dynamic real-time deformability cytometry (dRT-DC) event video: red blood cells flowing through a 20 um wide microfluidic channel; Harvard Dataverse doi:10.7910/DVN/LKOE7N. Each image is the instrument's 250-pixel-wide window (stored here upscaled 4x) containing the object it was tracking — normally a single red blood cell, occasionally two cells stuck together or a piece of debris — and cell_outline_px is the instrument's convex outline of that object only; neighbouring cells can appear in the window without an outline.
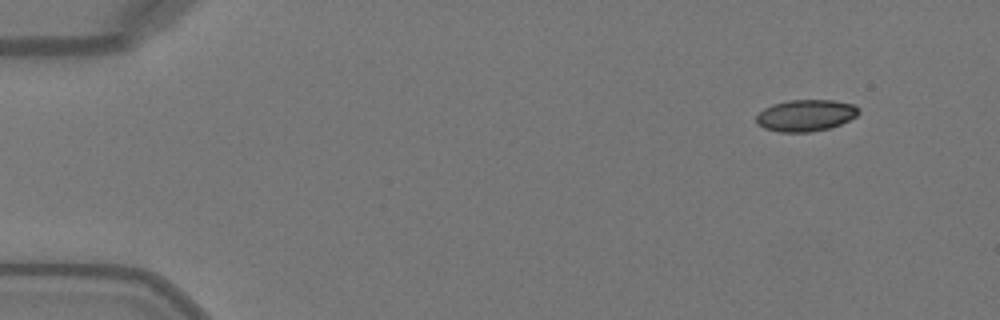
{"species": "Egyptian fruit bat (a non-hibernating species)", "species_latin": "Rousettus aegyptiacus", "temperature_condition": "warm", "stored_images_in_passage": 46, "camera_frame_rate_fps": 3000, "um_per_image_px": 0.085, "animal": {"sex": "female"}, "frame": {"image": 1, "passage_image": 1, "time_ms": 0.0, "image_size_px": [1000, 320], "cell_outline_px": [[860, 112], [856, 116], [840, 124], [828, 128], [812, 132], [780, 132], [764, 128], [756, 124], [756, 116], [764, 108], [772, 104], [788, 100], [832, 100], [852, 104]], "centroid_in_image_um": [68.44, 9.81], "position_along_channel_um": 16.6, "area_um2": 18.79}}
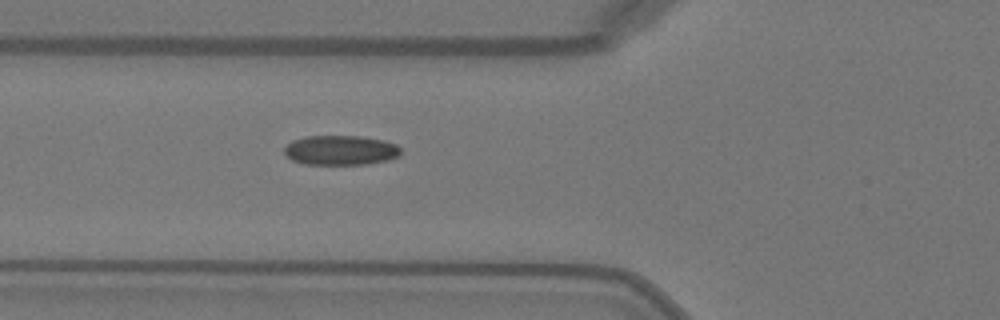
{"frame": {"image": 2, "passage_image": 15, "time_ms": 4.667, "image_size_px": [1000, 320], "cell_outline_px": [[400, 152], [396, 156], [388, 160], [368, 164], [304, 164], [292, 160], [284, 152], [284, 148], [292, 140], [304, 136], [360, 136], [380, 140], [396, 144], [400, 148]], "centroid_in_image_um": [28.92, 12.77], "position_along_channel_um": 96.9, "area_um2": 20.0}}
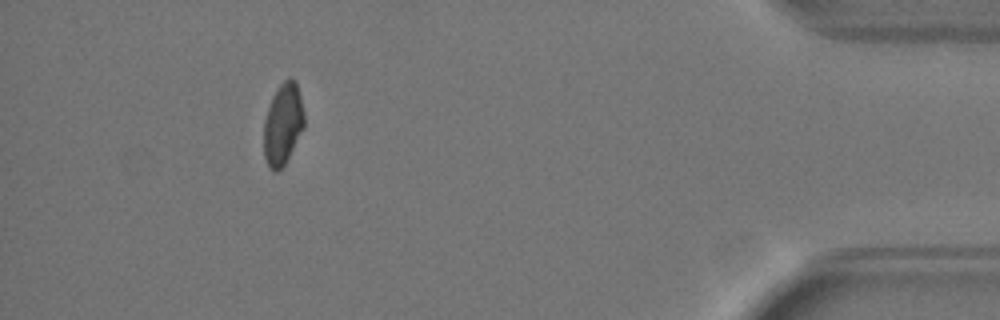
{"frame": {"image": 3, "passage_image": 42, "time_ms": 13.667, "image_size_px": [1000, 320], "cell_outline_px": [[304, 128], [284, 164], [276, 172], [272, 172], [268, 168], [264, 156], [264, 120], [272, 96], [276, 88], [288, 76], [296, 80], [304, 112]], "centroid_in_image_um": [24.04, 10.53], "position_along_channel_um": 411.2, "area_um2": 19.31}, "authors_computed_cell_mechanics": {"area_um2": 19.8254, "velocity_mm_per_s": 4.1012, "shape_relaxation_time_tau1_ms": 7.5946, "shape_relaxation_time_tau2_ms": 2.8894, "deformation_change_tau1": 0.1758, "deformation_change_tau2": 0.0495}}